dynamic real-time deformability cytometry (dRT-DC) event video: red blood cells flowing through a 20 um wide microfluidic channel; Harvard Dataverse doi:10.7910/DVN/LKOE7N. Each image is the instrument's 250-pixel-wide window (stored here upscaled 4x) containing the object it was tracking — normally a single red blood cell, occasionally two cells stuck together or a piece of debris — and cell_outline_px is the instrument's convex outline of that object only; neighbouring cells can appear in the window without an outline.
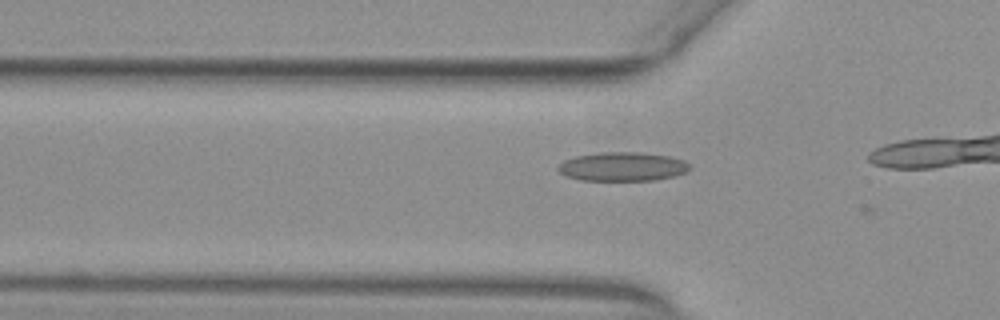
{"species": "common noctule bat (a hibernating species)", "species_latin": "Nyctalus noctula", "temperature_condition": "warm", "stored_images_in_passage": 12, "camera_frame_rate_fps": 3000, "um_per_image_px": 0.085, "animal": {"sex": "female", "body_mass_g": 29.2, "forearm_length_mm": 56.3}, "frame": {"image": 1, "passage_image": 9, "time_ms": 2.667, "image_size_px": [1000, 320], "cell_outline_px": [[692, 168], [684, 172], [672, 176], [656, 180], [580, 180], [568, 176], [560, 172], [556, 168], [564, 160], [576, 156], [600, 152], [640, 152], [668, 156], [684, 160], [692, 164]], "centroid_in_image_um": [52.94, 14.15], "position_along_channel_um": 72.9, "area_um2": 22.14}}